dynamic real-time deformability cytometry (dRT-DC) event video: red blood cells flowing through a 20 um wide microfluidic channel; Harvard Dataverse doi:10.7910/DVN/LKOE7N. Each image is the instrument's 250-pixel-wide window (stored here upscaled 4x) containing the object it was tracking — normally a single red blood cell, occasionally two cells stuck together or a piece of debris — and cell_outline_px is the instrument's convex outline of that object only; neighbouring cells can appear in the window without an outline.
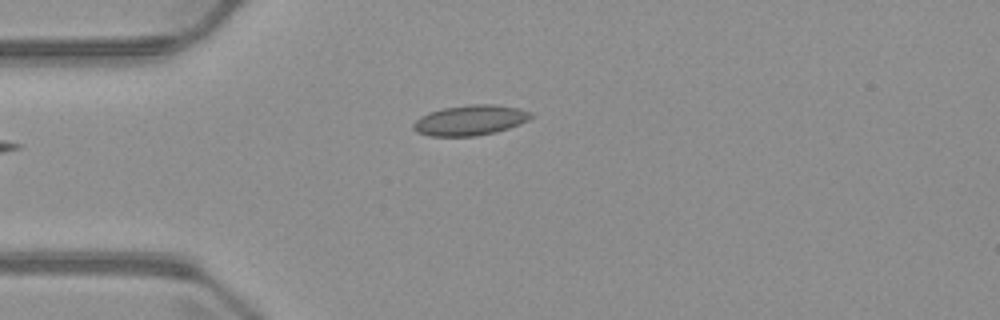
{"species": "common noctule bat (a hibernating species)", "species_latin": "Nyctalus noctula", "temperature_condition": "warm", "stored_images_in_passage": 2, "camera_frame_rate_fps": 3000, "um_per_image_px": 0.085, "animal": {"sex": "male", "body_mass_g": 23.1, "forearm_length_mm": 52.7}, "frame": {"image": 1, "passage_image": 2, "time_ms": 1.0, "image_size_px": [1000, 320], "cell_outline_px": [[532, 116], [528, 120], [520, 124], [496, 132], [476, 136], [428, 136], [416, 132], [412, 128], [412, 124], [420, 116], [428, 112], [444, 108], [472, 104], [492, 104], [520, 108], [532, 112]], "centroid_in_image_um": [39.95, 10.22], "position_along_channel_um": 45.1, "area_um2": 20.87}}